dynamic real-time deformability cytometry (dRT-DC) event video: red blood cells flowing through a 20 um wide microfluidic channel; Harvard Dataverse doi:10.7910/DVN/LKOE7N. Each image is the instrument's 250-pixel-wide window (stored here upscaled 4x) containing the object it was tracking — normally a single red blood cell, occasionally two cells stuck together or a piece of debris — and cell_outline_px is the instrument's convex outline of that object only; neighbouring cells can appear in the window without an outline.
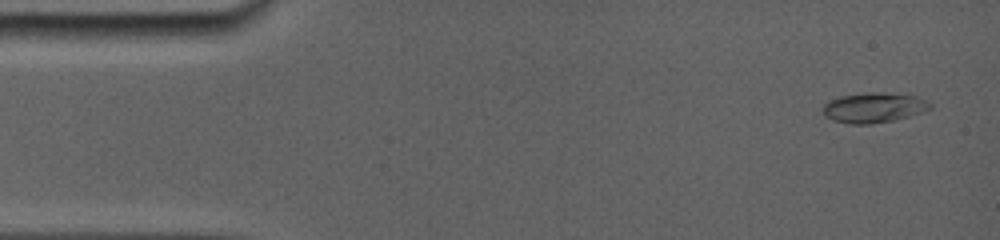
{"species": "common noctule bat (a hibernating species)", "species_latin": "Nyctalus noctula", "temperature_condition": "room temperature", "stored_images_in_passage": 16, "camera_frame_rate_fps": 5000, "um_per_image_px": 0.085, "animal": {"sex": "female", "body_mass_g": 19.0, "forearm_length_mm": 56.7}, "frame": {"image": 1, "passage_image": 1, "time_ms": 0.0, "image_size_px": [1000, 240], "cell_outline_px": [[932, 108], [892, 120], [864, 124], [852, 124], [836, 120], [828, 116], [824, 112], [824, 104], [828, 100], [840, 96], [864, 92], [884, 92], [916, 96], [932, 104]], "centroid_in_image_um": [74.26, 9.11], "position_along_channel_um": 10.7, "area_um2": 18.26}}
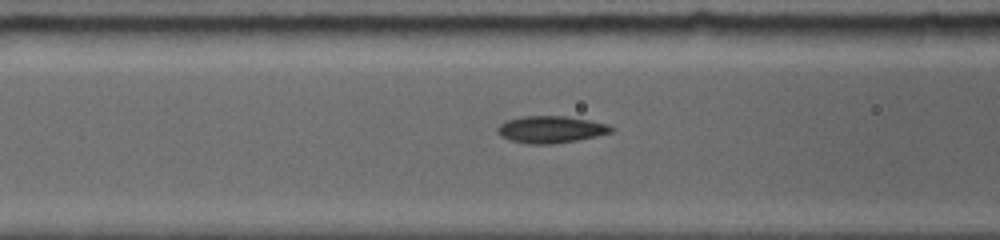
{"frame": {"image": 2, "passage_image": 10, "time_ms": 5.6, "image_size_px": [1000, 240], "cell_outline_px": [[612, 132], [576, 140], [544, 144], [532, 144], [512, 140], [504, 136], [500, 132], [500, 124], [508, 120], [524, 116], [568, 116], [588, 120], [604, 124], [612, 128]], "centroid_in_image_um": [46.84, 10.99], "position_along_channel_um": 119.8, "area_um2": 17.05}}
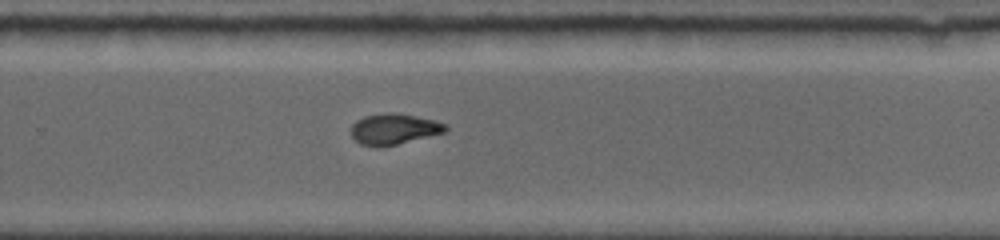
{"frame": {"image": 3, "passage_image": 16, "time_ms": 10.2, "image_size_px": [1000, 240], "cell_outline_px": [[448, 128], [444, 132], [380, 148], [376, 148], [360, 144], [352, 136], [352, 124], [356, 120], [364, 116], [388, 112], [396, 112], [436, 120], [448, 124]], "centroid_in_image_um": [33.48, 10.96], "position_along_channel_um": 296.3, "area_um2": 17.05}}